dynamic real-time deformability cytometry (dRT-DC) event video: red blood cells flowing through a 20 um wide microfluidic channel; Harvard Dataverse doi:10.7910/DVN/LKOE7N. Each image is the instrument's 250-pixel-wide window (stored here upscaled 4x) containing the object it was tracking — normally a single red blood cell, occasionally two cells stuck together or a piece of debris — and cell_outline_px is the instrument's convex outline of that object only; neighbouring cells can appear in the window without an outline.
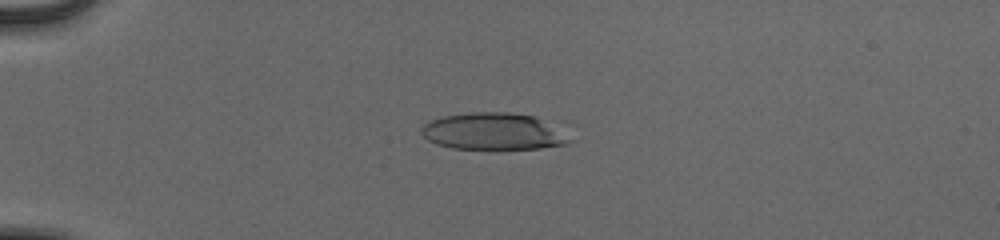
{"species": "human", "species_latin": "Homo sapiens", "temperature_condition": "cold", "stored_images_in_passage": 55, "camera_frame_rate_fps": 3000, "um_per_image_px": 0.085, "donor": {"sex": "male"}, "frame": {"image": 1, "passage_image": 16, "time_ms": 5.0, "image_size_px": [1000, 240], "cell_outline_px": [[572, 140], [568, 144], [540, 148], [452, 148], [436, 144], [428, 140], [420, 132], [420, 128], [428, 120], [444, 116], [472, 112], [508, 112], [536, 116], [556, 128]], "centroid_in_image_um": [41.88, 11.16], "position_along_channel_um": 43.1, "area_um2": 31.5}}
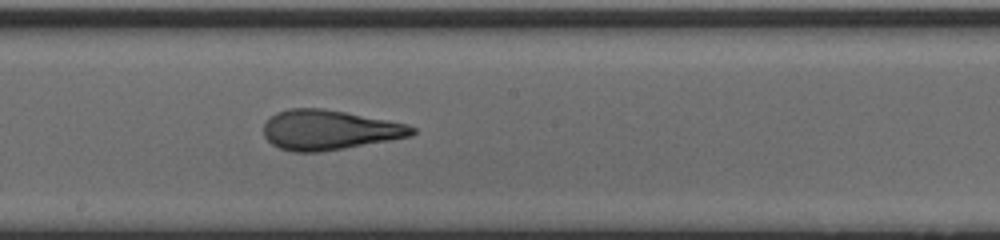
{"frame": {"image": 2, "passage_image": 33, "time_ms": 10.667, "image_size_px": [1000, 240], "cell_outline_px": [[416, 132], [412, 136], [392, 140], [320, 152], [292, 152], [280, 148], [272, 144], [264, 136], [264, 124], [276, 112], [288, 108], [324, 108], [388, 120], [408, 124], [416, 128]], "centroid_in_image_um": [28.0, 11.04], "position_along_channel_um": 220.2, "area_um2": 34.56}}
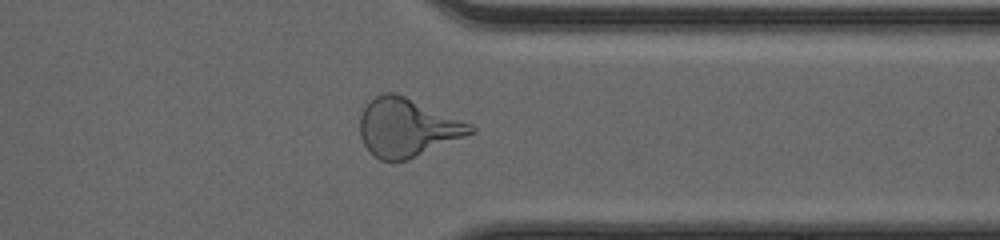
{"frame": {"image": 3, "passage_image": 45, "time_ms": 14.667, "image_size_px": [1000, 240], "cell_outline_px": [[476, 132], [408, 160], [380, 160], [364, 144], [360, 136], [360, 116], [364, 108], [376, 96], [384, 92], [392, 92], [404, 96], [472, 124], [476, 128]], "centroid_in_image_um": [34.63, 10.85], "position_along_channel_um": 376.8, "area_um2": 37.05}, "authors_computed_cell_mechanics": {"area_um2": 35.4314, "velocity_mm_per_s": 3.9288, "shape_relaxation_time_tau1_ms": 5.0278, "shape_relaxation_time_tau2_ms": 1.1611, "deformation_change_tau1": 0.2225, "deformation_change_tau2": 0.0908}}